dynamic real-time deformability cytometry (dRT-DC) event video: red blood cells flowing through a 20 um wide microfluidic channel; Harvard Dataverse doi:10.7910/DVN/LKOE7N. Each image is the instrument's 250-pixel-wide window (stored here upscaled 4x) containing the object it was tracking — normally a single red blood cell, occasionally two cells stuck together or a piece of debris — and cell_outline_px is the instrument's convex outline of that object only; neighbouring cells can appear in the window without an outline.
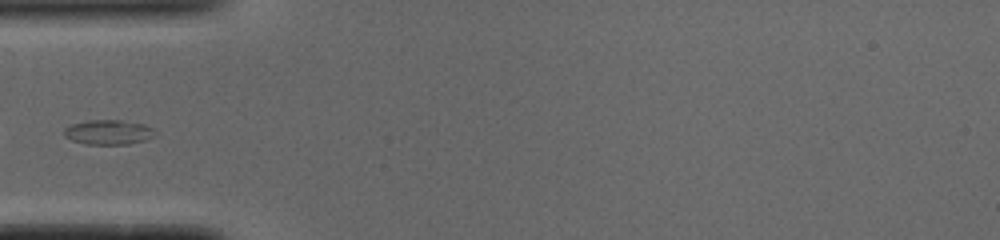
{"species": "common noctule bat (a hibernating species)", "species_latin": "Nyctalus noctula", "temperature_condition": "cold", "stored_images_in_passage": 35, "camera_frame_rate_fps": 3000, "um_per_image_px": 0.085, "animal": {"sex": "male", "body_mass_g": 19.0, "forearm_length_mm": 50.8}, "frame": {"image": 1, "passage_image": 1, "time_ms": 0.0, "image_size_px": [1000, 240], "cell_outline_px": [[156, 136], [144, 140], [128, 144], [88, 144], [72, 140], [64, 136], [64, 128], [72, 124], [88, 120], [120, 120], [144, 124], [152, 128]], "centroid_in_image_um": [9.21, 11.23], "position_along_channel_um": 75.8, "area_um2": 13.01}}
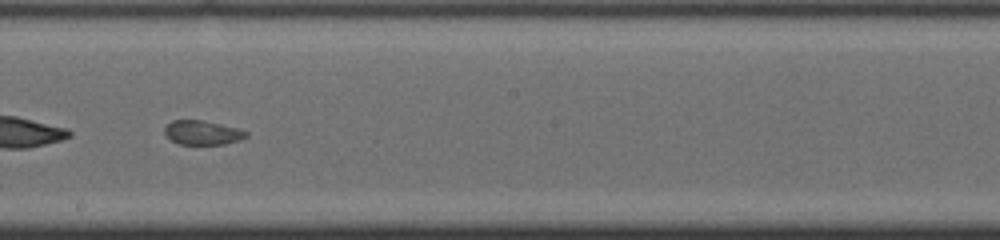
{"frame": {"image": 2, "passage_image": 13, "time_ms": 4.0, "image_size_px": [1000, 240], "cell_outline_px": [[248, 136], [240, 140], [224, 144], [180, 144], [172, 140], [164, 132], [164, 128], [172, 120], [200, 120], [220, 124], [236, 128], [248, 132]], "centroid_in_image_um": [17.22, 11.27], "position_along_channel_um": 231.0, "area_um2": 11.33}}
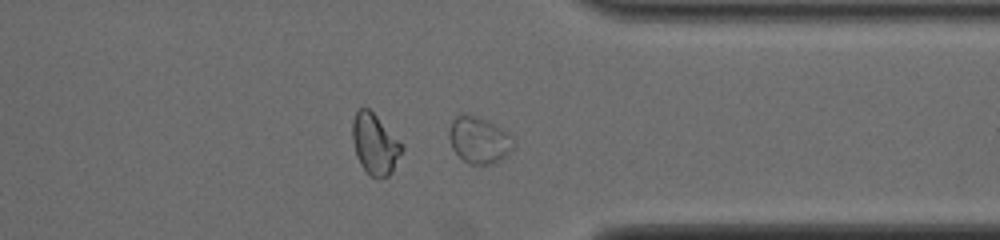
{"frame": {"image": 3, "passage_image": 24, "time_ms": 7.667, "image_size_px": [1000, 240], "cell_outline_px": [[516, 144], [500, 160], [492, 164], [468, 164], [452, 148], [448, 136], [448, 132], [452, 120], [456, 116], [480, 116], [508, 132], [512, 136]], "centroid_in_image_um": [40.73, 11.91], "position_along_channel_um": 370.7, "area_um2": 17.34}}